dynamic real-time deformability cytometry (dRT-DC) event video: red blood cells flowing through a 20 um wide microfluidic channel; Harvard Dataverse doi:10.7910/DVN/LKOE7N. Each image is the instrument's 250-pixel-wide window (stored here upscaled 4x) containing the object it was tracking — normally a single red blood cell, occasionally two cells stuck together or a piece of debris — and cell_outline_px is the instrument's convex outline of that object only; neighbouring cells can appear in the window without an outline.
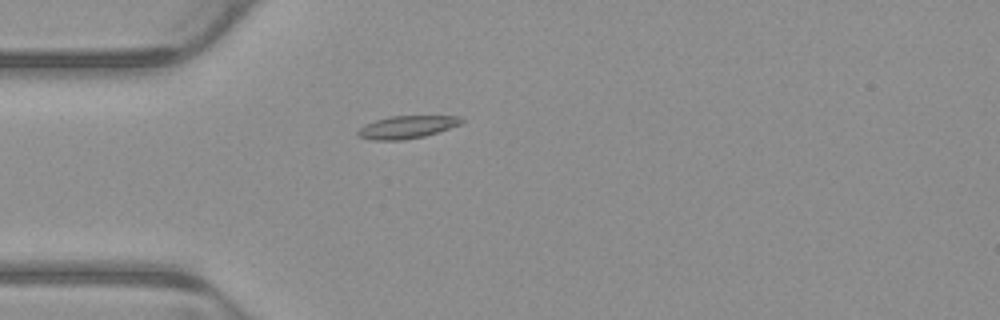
{"species": "common noctule bat (a hibernating species)", "species_latin": "Nyctalus noctula", "temperature_condition": "warm", "stored_images_in_passage": 2, "camera_frame_rate_fps": 3000, "um_per_image_px": 0.085, "animal": {"sex": "male", "body_mass_g": 23.1, "forearm_length_mm": 52.7}, "frame": {"image": 1, "passage_image": 2, "time_ms": 0.333, "image_size_px": [1000, 320], "cell_outline_px": [[464, 120], [460, 124], [424, 136], [404, 140], [372, 140], [356, 136], [356, 132], [364, 124], [388, 116], [456, 116]], "centroid_in_image_um": [34.5, 10.8], "position_along_channel_um": 50.5, "area_um2": 13.58}}